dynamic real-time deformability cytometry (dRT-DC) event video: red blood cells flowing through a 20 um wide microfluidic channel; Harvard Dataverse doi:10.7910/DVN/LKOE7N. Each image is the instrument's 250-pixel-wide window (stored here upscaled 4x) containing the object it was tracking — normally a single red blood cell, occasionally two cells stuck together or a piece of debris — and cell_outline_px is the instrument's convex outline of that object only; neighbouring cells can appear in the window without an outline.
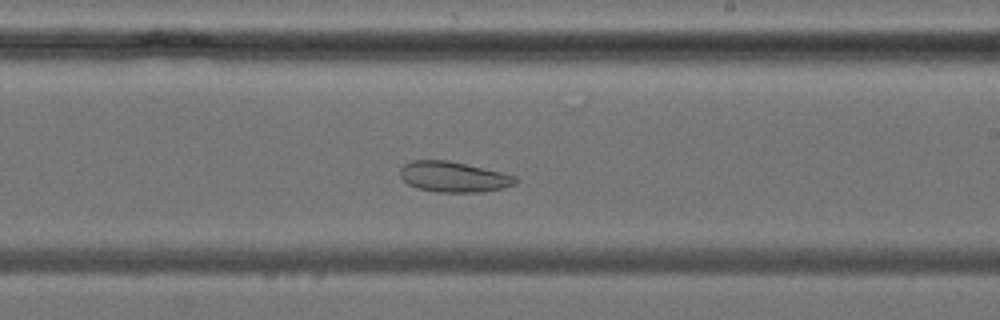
{"species": "common noctule bat (a hibernating species)", "species_latin": "Nyctalus noctula", "temperature_condition": "cold", "stored_images_in_passage": 30, "camera_frame_rate_fps": 3000, "um_per_image_px": 0.085, "animal": {"sex": "female", "body_mass_g": 24.6, "forearm_length_mm": 56.2}, "frame": {"image": 1, "passage_image": 18, "time_ms": 5.667, "image_size_px": [1000, 320], "cell_outline_px": [[516, 184], [484, 192], [436, 192], [416, 188], [408, 184], [400, 176], [400, 168], [404, 164], [412, 160], [448, 160], [500, 172], [516, 176]], "centroid_in_image_um": [38.51, 15.03], "position_along_channel_um": 250.5, "area_um2": 20.4}}
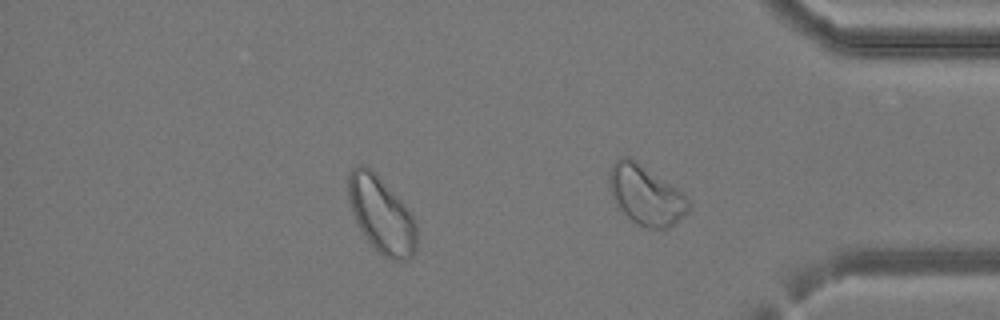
{"frame": {"image": 2, "passage_image": 26, "time_ms": 8.333, "image_size_px": [1000, 320], "cell_outline_px": [[416, 252], [408, 260], [392, 260], [384, 256], [368, 240], [360, 228], [352, 212], [348, 196], [348, 176], [352, 168], [356, 164], [364, 164], [372, 168], [376, 172], [404, 204], [412, 216], [416, 224]], "centroid_in_image_um": [32.41, 18.21], "position_along_channel_um": 402.8, "area_um2": 30.29}}